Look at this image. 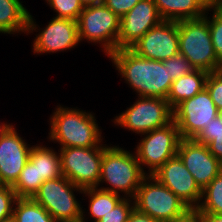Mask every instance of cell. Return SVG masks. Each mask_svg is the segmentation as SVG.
Here are the masks:
<instances>
[{
  "label": "cell",
  "mask_w": 222,
  "mask_h": 222,
  "mask_svg": "<svg viewBox=\"0 0 222 222\" xmlns=\"http://www.w3.org/2000/svg\"><path fill=\"white\" fill-rule=\"evenodd\" d=\"M163 20L182 21L197 19L211 11L205 0H153Z\"/></svg>",
  "instance_id": "d6986e66"
},
{
  "label": "cell",
  "mask_w": 222,
  "mask_h": 222,
  "mask_svg": "<svg viewBox=\"0 0 222 222\" xmlns=\"http://www.w3.org/2000/svg\"><path fill=\"white\" fill-rule=\"evenodd\" d=\"M17 200V195L12 186H0V221L13 216V207Z\"/></svg>",
  "instance_id": "4dcf8cb0"
},
{
  "label": "cell",
  "mask_w": 222,
  "mask_h": 222,
  "mask_svg": "<svg viewBox=\"0 0 222 222\" xmlns=\"http://www.w3.org/2000/svg\"><path fill=\"white\" fill-rule=\"evenodd\" d=\"M222 4V0H211V6Z\"/></svg>",
  "instance_id": "60d3db41"
},
{
  "label": "cell",
  "mask_w": 222,
  "mask_h": 222,
  "mask_svg": "<svg viewBox=\"0 0 222 222\" xmlns=\"http://www.w3.org/2000/svg\"><path fill=\"white\" fill-rule=\"evenodd\" d=\"M152 176L171 190L192 211L199 206L202 189L178 155L167 160Z\"/></svg>",
  "instance_id": "7c38bea8"
},
{
  "label": "cell",
  "mask_w": 222,
  "mask_h": 222,
  "mask_svg": "<svg viewBox=\"0 0 222 222\" xmlns=\"http://www.w3.org/2000/svg\"><path fill=\"white\" fill-rule=\"evenodd\" d=\"M131 49L151 60L165 61L179 53L178 22L163 20L146 32Z\"/></svg>",
  "instance_id": "4fadbf2b"
},
{
  "label": "cell",
  "mask_w": 222,
  "mask_h": 222,
  "mask_svg": "<svg viewBox=\"0 0 222 222\" xmlns=\"http://www.w3.org/2000/svg\"><path fill=\"white\" fill-rule=\"evenodd\" d=\"M131 198H122L115 207L100 218L97 222H127L130 214L134 210V201ZM133 206H132V205Z\"/></svg>",
  "instance_id": "83f0119b"
},
{
  "label": "cell",
  "mask_w": 222,
  "mask_h": 222,
  "mask_svg": "<svg viewBox=\"0 0 222 222\" xmlns=\"http://www.w3.org/2000/svg\"><path fill=\"white\" fill-rule=\"evenodd\" d=\"M83 194L90 198L89 214L97 222L100 218L110 212L122 199L120 194L112 193L97 187L85 188ZM90 196V197H89Z\"/></svg>",
  "instance_id": "7402d4cb"
},
{
  "label": "cell",
  "mask_w": 222,
  "mask_h": 222,
  "mask_svg": "<svg viewBox=\"0 0 222 222\" xmlns=\"http://www.w3.org/2000/svg\"><path fill=\"white\" fill-rule=\"evenodd\" d=\"M197 222H222V214L194 213Z\"/></svg>",
  "instance_id": "e575fe53"
},
{
  "label": "cell",
  "mask_w": 222,
  "mask_h": 222,
  "mask_svg": "<svg viewBox=\"0 0 222 222\" xmlns=\"http://www.w3.org/2000/svg\"><path fill=\"white\" fill-rule=\"evenodd\" d=\"M105 146L60 148L62 175L83 189L98 187Z\"/></svg>",
  "instance_id": "9c48e42d"
},
{
  "label": "cell",
  "mask_w": 222,
  "mask_h": 222,
  "mask_svg": "<svg viewBox=\"0 0 222 222\" xmlns=\"http://www.w3.org/2000/svg\"><path fill=\"white\" fill-rule=\"evenodd\" d=\"M2 124V125H1ZM0 124V137L3 135V133L9 128L10 124L1 123Z\"/></svg>",
  "instance_id": "f35d334b"
},
{
  "label": "cell",
  "mask_w": 222,
  "mask_h": 222,
  "mask_svg": "<svg viewBox=\"0 0 222 222\" xmlns=\"http://www.w3.org/2000/svg\"><path fill=\"white\" fill-rule=\"evenodd\" d=\"M201 201L194 213L222 214V172L202 190Z\"/></svg>",
  "instance_id": "cb8c5ba5"
},
{
  "label": "cell",
  "mask_w": 222,
  "mask_h": 222,
  "mask_svg": "<svg viewBox=\"0 0 222 222\" xmlns=\"http://www.w3.org/2000/svg\"><path fill=\"white\" fill-rule=\"evenodd\" d=\"M78 22L54 17L43 31L35 37L34 53H51L70 50L79 44Z\"/></svg>",
  "instance_id": "e0dca14e"
},
{
  "label": "cell",
  "mask_w": 222,
  "mask_h": 222,
  "mask_svg": "<svg viewBox=\"0 0 222 222\" xmlns=\"http://www.w3.org/2000/svg\"><path fill=\"white\" fill-rule=\"evenodd\" d=\"M127 222H158L153 218L137 212L135 209L130 214Z\"/></svg>",
  "instance_id": "d590c367"
},
{
  "label": "cell",
  "mask_w": 222,
  "mask_h": 222,
  "mask_svg": "<svg viewBox=\"0 0 222 222\" xmlns=\"http://www.w3.org/2000/svg\"><path fill=\"white\" fill-rule=\"evenodd\" d=\"M217 116L218 109L207 88L183 100L173 109V121L180 137L185 139H194Z\"/></svg>",
  "instance_id": "8fae6325"
},
{
  "label": "cell",
  "mask_w": 222,
  "mask_h": 222,
  "mask_svg": "<svg viewBox=\"0 0 222 222\" xmlns=\"http://www.w3.org/2000/svg\"><path fill=\"white\" fill-rule=\"evenodd\" d=\"M140 0H104L103 4L119 18L128 13Z\"/></svg>",
  "instance_id": "d6a6232c"
},
{
  "label": "cell",
  "mask_w": 222,
  "mask_h": 222,
  "mask_svg": "<svg viewBox=\"0 0 222 222\" xmlns=\"http://www.w3.org/2000/svg\"><path fill=\"white\" fill-rule=\"evenodd\" d=\"M108 57L139 96L167 99L173 81L162 61L141 57L131 48L117 49Z\"/></svg>",
  "instance_id": "6da1fadb"
},
{
  "label": "cell",
  "mask_w": 222,
  "mask_h": 222,
  "mask_svg": "<svg viewBox=\"0 0 222 222\" xmlns=\"http://www.w3.org/2000/svg\"><path fill=\"white\" fill-rule=\"evenodd\" d=\"M19 0H0V33L36 31L32 15Z\"/></svg>",
  "instance_id": "ac0fdd59"
},
{
  "label": "cell",
  "mask_w": 222,
  "mask_h": 222,
  "mask_svg": "<svg viewBox=\"0 0 222 222\" xmlns=\"http://www.w3.org/2000/svg\"><path fill=\"white\" fill-rule=\"evenodd\" d=\"M211 9L214 11L212 18L209 20L207 13L204 17L208 21L215 54L222 64V4L211 6Z\"/></svg>",
  "instance_id": "484cf974"
},
{
  "label": "cell",
  "mask_w": 222,
  "mask_h": 222,
  "mask_svg": "<svg viewBox=\"0 0 222 222\" xmlns=\"http://www.w3.org/2000/svg\"><path fill=\"white\" fill-rule=\"evenodd\" d=\"M143 135L146 136L137 145L135 155L141 168L147 165V175H152L167 160L177 155L181 137L174 121Z\"/></svg>",
  "instance_id": "30bf717a"
},
{
  "label": "cell",
  "mask_w": 222,
  "mask_h": 222,
  "mask_svg": "<svg viewBox=\"0 0 222 222\" xmlns=\"http://www.w3.org/2000/svg\"><path fill=\"white\" fill-rule=\"evenodd\" d=\"M95 121L91 113L60 105L51 116L49 138L58 142L61 148L100 146L102 136Z\"/></svg>",
  "instance_id": "7a4b0ae2"
},
{
  "label": "cell",
  "mask_w": 222,
  "mask_h": 222,
  "mask_svg": "<svg viewBox=\"0 0 222 222\" xmlns=\"http://www.w3.org/2000/svg\"><path fill=\"white\" fill-rule=\"evenodd\" d=\"M179 53L184 55L194 69L207 72L222 70L212 44L207 19L178 21Z\"/></svg>",
  "instance_id": "5b68a950"
},
{
  "label": "cell",
  "mask_w": 222,
  "mask_h": 222,
  "mask_svg": "<svg viewBox=\"0 0 222 222\" xmlns=\"http://www.w3.org/2000/svg\"><path fill=\"white\" fill-rule=\"evenodd\" d=\"M75 190L83 193L84 189L61 176L42 183L32 198L43 206L56 222H85L81 204L74 195Z\"/></svg>",
  "instance_id": "8992f818"
},
{
  "label": "cell",
  "mask_w": 222,
  "mask_h": 222,
  "mask_svg": "<svg viewBox=\"0 0 222 222\" xmlns=\"http://www.w3.org/2000/svg\"><path fill=\"white\" fill-rule=\"evenodd\" d=\"M13 125L0 137V184L13 186L25 167L31 146L28 147Z\"/></svg>",
  "instance_id": "9a60e30c"
},
{
  "label": "cell",
  "mask_w": 222,
  "mask_h": 222,
  "mask_svg": "<svg viewBox=\"0 0 222 222\" xmlns=\"http://www.w3.org/2000/svg\"><path fill=\"white\" fill-rule=\"evenodd\" d=\"M151 181V182H150ZM134 209L158 222H177L193 211L152 175H146L133 198Z\"/></svg>",
  "instance_id": "277c9868"
},
{
  "label": "cell",
  "mask_w": 222,
  "mask_h": 222,
  "mask_svg": "<svg viewBox=\"0 0 222 222\" xmlns=\"http://www.w3.org/2000/svg\"><path fill=\"white\" fill-rule=\"evenodd\" d=\"M162 62L164 66H168L169 77L172 81L194 70V67L190 64L188 59L180 53Z\"/></svg>",
  "instance_id": "f1b7e54d"
},
{
  "label": "cell",
  "mask_w": 222,
  "mask_h": 222,
  "mask_svg": "<svg viewBox=\"0 0 222 222\" xmlns=\"http://www.w3.org/2000/svg\"><path fill=\"white\" fill-rule=\"evenodd\" d=\"M14 205L13 217L16 222H56L33 198H17Z\"/></svg>",
  "instance_id": "603a6c76"
},
{
  "label": "cell",
  "mask_w": 222,
  "mask_h": 222,
  "mask_svg": "<svg viewBox=\"0 0 222 222\" xmlns=\"http://www.w3.org/2000/svg\"><path fill=\"white\" fill-rule=\"evenodd\" d=\"M51 148L36 144L31 147L29 159L36 165L37 181L43 183L50 179L63 176L61 171L60 153Z\"/></svg>",
  "instance_id": "44dd1931"
},
{
  "label": "cell",
  "mask_w": 222,
  "mask_h": 222,
  "mask_svg": "<svg viewBox=\"0 0 222 222\" xmlns=\"http://www.w3.org/2000/svg\"><path fill=\"white\" fill-rule=\"evenodd\" d=\"M209 151L222 163V137L215 138L207 145Z\"/></svg>",
  "instance_id": "836d02e7"
},
{
  "label": "cell",
  "mask_w": 222,
  "mask_h": 222,
  "mask_svg": "<svg viewBox=\"0 0 222 222\" xmlns=\"http://www.w3.org/2000/svg\"><path fill=\"white\" fill-rule=\"evenodd\" d=\"M84 7L103 3L104 0H79Z\"/></svg>",
  "instance_id": "8d00e7d4"
},
{
  "label": "cell",
  "mask_w": 222,
  "mask_h": 222,
  "mask_svg": "<svg viewBox=\"0 0 222 222\" xmlns=\"http://www.w3.org/2000/svg\"><path fill=\"white\" fill-rule=\"evenodd\" d=\"M222 137V121L219 116L212 119L210 123L201 130V132L194 138L195 141L206 146L215 138Z\"/></svg>",
  "instance_id": "1f68e13d"
},
{
  "label": "cell",
  "mask_w": 222,
  "mask_h": 222,
  "mask_svg": "<svg viewBox=\"0 0 222 222\" xmlns=\"http://www.w3.org/2000/svg\"><path fill=\"white\" fill-rule=\"evenodd\" d=\"M211 6V0H205Z\"/></svg>",
  "instance_id": "7bdbcfd3"
},
{
  "label": "cell",
  "mask_w": 222,
  "mask_h": 222,
  "mask_svg": "<svg viewBox=\"0 0 222 222\" xmlns=\"http://www.w3.org/2000/svg\"><path fill=\"white\" fill-rule=\"evenodd\" d=\"M177 155L202 190L222 172V163L194 139L181 138Z\"/></svg>",
  "instance_id": "5bb4252c"
},
{
  "label": "cell",
  "mask_w": 222,
  "mask_h": 222,
  "mask_svg": "<svg viewBox=\"0 0 222 222\" xmlns=\"http://www.w3.org/2000/svg\"><path fill=\"white\" fill-rule=\"evenodd\" d=\"M218 116L220 117V119L222 121V109L218 110Z\"/></svg>",
  "instance_id": "b9f144b4"
},
{
  "label": "cell",
  "mask_w": 222,
  "mask_h": 222,
  "mask_svg": "<svg viewBox=\"0 0 222 222\" xmlns=\"http://www.w3.org/2000/svg\"><path fill=\"white\" fill-rule=\"evenodd\" d=\"M161 21L163 19L153 0H140L120 19L118 49L131 48L146 32Z\"/></svg>",
  "instance_id": "2e32d148"
},
{
  "label": "cell",
  "mask_w": 222,
  "mask_h": 222,
  "mask_svg": "<svg viewBox=\"0 0 222 222\" xmlns=\"http://www.w3.org/2000/svg\"><path fill=\"white\" fill-rule=\"evenodd\" d=\"M0 222H16V220H15V218L13 216H11V217H8L6 219H3Z\"/></svg>",
  "instance_id": "ab89813d"
},
{
  "label": "cell",
  "mask_w": 222,
  "mask_h": 222,
  "mask_svg": "<svg viewBox=\"0 0 222 222\" xmlns=\"http://www.w3.org/2000/svg\"><path fill=\"white\" fill-rule=\"evenodd\" d=\"M138 98L125 112L115 117V124L143 135L173 121V109L166 99L141 96Z\"/></svg>",
  "instance_id": "ba28073f"
},
{
  "label": "cell",
  "mask_w": 222,
  "mask_h": 222,
  "mask_svg": "<svg viewBox=\"0 0 222 222\" xmlns=\"http://www.w3.org/2000/svg\"><path fill=\"white\" fill-rule=\"evenodd\" d=\"M206 88L217 109H222V70L209 72Z\"/></svg>",
  "instance_id": "f546056e"
},
{
  "label": "cell",
  "mask_w": 222,
  "mask_h": 222,
  "mask_svg": "<svg viewBox=\"0 0 222 222\" xmlns=\"http://www.w3.org/2000/svg\"><path fill=\"white\" fill-rule=\"evenodd\" d=\"M120 19L103 3L84 7L77 20L79 40L101 43L109 56L118 49Z\"/></svg>",
  "instance_id": "52a82bcc"
},
{
  "label": "cell",
  "mask_w": 222,
  "mask_h": 222,
  "mask_svg": "<svg viewBox=\"0 0 222 222\" xmlns=\"http://www.w3.org/2000/svg\"><path fill=\"white\" fill-rule=\"evenodd\" d=\"M177 222H197V218L194 212H192L189 216Z\"/></svg>",
  "instance_id": "74e56055"
},
{
  "label": "cell",
  "mask_w": 222,
  "mask_h": 222,
  "mask_svg": "<svg viewBox=\"0 0 222 222\" xmlns=\"http://www.w3.org/2000/svg\"><path fill=\"white\" fill-rule=\"evenodd\" d=\"M146 175L135 153L132 154L117 146H107L103 150L98 187L101 181H106L110 187L100 189L116 194L121 191L125 194L123 197H131L133 200Z\"/></svg>",
  "instance_id": "3957f363"
},
{
  "label": "cell",
  "mask_w": 222,
  "mask_h": 222,
  "mask_svg": "<svg viewBox=\"0 0 222 222\" xmlns=\"http://www.w3.org/2000/svg\"><path fill=\"white\" fill-rule=\"evenodd\" d=\"M209 72L194 69L185 76L173 81L167 101L172 109H174L183 100L192 98L204 88H206V80Z\"/></svg>",
  "instance_id": "ffe728a7"
},
{
  "label": "cell",
  "mask_w": 222,
  "mask_h": 222,
  "mask_svg": "<svg viewBox=\"0 0 222 222\" xmlns=\"http://www.w3.org/2000/svg\"><path fill=\"white\" fill-rule=\"evenodd\" d=\"M57 13V18H66L77 21L84 6L79 0H46Z\"/></svg>",
  "instance_id": "4316f807"
},
{
  "label": "cell",
  "mask_w": 222,
  "mask_h": 222,
  "mask_svg": "<svg viewBox=\"0 0 222 222\" xmlns=\"http://www.w3.org/2000/svg\"><path fill=\"white\" fill-rule=\"evenodd\" d=\"M42 183V181H37L36 165L28 159L12 189L15 191L17 198H32Z\"/></svg>",
  "instance_id": "d4e9b609"
}]
</instances>
